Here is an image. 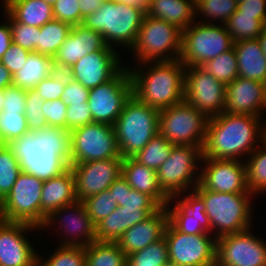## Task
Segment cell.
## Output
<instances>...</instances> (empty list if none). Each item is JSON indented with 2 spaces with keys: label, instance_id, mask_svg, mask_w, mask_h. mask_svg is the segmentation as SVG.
<instances>
[{
  "label": "cell",
  "instance_id": "obj_1",
  "mask_svg": "<svg viewBox=\"0 0 266 266\" xmlns=\"http://www.w3.org/2000/svg\"><path fill=\"white\" fill-rule=\"evenodd\" d=\"M8 146L18 159L21 172L46 181L70 167V131L46 127L14 139Z\"/></svg>",
  "mask_w": 266,
  "mask_h": 266
},
{
  "label": "cell",
  "instance_id": "obj_2",
  "mask_svg": "<svg viewBox=\"0 0 266 266\" xmlns=\"http://www.w3.org/2000/svg\"><path fill=\"white\" fill-rule=\"evenodd\" d=\"M261 117L222 112L210 117L202 158L240 160L266 140V125ZM259 138V139H258Z\"/></svg>",
  "mask_w": 266,
  "mask_h": 266
},
{
  "label": "cell",
  "instance_id": "obj_3",
  "mask_svg": "<svg viewBox=\"0 0 266 266\" xmlns=\"http://www.w3.org/2000/svg\"><path fill=\"white\" fill-rule=\"evenodd\" d=\"M147 71L128 68L132 81V95L138 100L163 110L184 100L185 66L179 59L169 61H148ZM145 65V66H144ZM142 70V71H141Z\"/></svg>",
  "mask_w": 266,
  "mask_h": 266
},
{
  "label": "cell",
  "instance_id": "obj_4",
  "mask_svg": "<svg viewBox=\"0 0 266 266\" xmlns=\"http://www.w3.org/2000/svg\"><path fill=\"white\" fill-rule=\"evenodd\" d=\"M146 14L138 7L106 0L97 11L83 19L82 25L99 32L107 46L114 48V44H120L130 50Z\"/></svg>",
  "mask_w": 266,
  "mask_h": 266
},
{
  "label": "cell",
  "instance_id": "obj_5",
  "mask_svg": "<svg viewBox=\"0 0 266 266\" xmlns=\"http://www.w3.org/2000/svg\"><path fill=\"white\" fill-rule=\"evenodd\" d=\"M113 127L121 157H133L159 133V110L132 95Z\"/></svg>",
  "mask_w": 266,
  "mask_h": 266
},
{
  "label": "cell",
  "instance_id": "obj_6",
  "mask_svg": "<svg viewBox=\"0 0 266 266\" xmlns=\"http://www.w3.org/2000/svg\"><path fill=\"white\" fill-rule=\"evenodd\" d=\"M194 191L205 202V212L216 238L251 229L252 193H220L206 190L200 183Z\"/></svg>",
  "mask_w": 266,
  "mask_h": 266
},
{
  "label": "cell",
  "instance_id": "obj_7",
  "mask_svg": "<svg viewBox=\"0 0 266 266\" xmlns=\"http://www.w3.org/2000/svg\"><path fill=\"white\" fill-rule=\"evenodd\" d=\"M181 40L182 31L178 27L146 14L130 50L139 65L148 61L176 60L181 54Z\"/></svg>",
  "mask_w": 266,
  "mask_h": 266
},
{
  "label": "cell",
  "instance_id": "obj_8",
  "mask_svg": "<svg viewBox=\"0 0 266 266\" xmlns=\"http://www.w3.org/2000/svg\"><path fill=\"white\" fill-rule=\"evenodd\" d=\"M214 23L201 21L182 30L179 60L185 67L201 66L233 47L225 25Z\"/></svg>",
  "mask_w": 266,
  "mask_h": 266
},
{
  "label": "cell",
  "instance_id": "obj_9",
  "mask_svg": "<svg viewBox=\"0 0 266 266\" xmlns=\"http://www.w3.org/2000/svg\"><path fill=\"white\" fill-rule=\"evenodd\" d=\"M208 117L186 100L159 111V133L174 145L197 146L203 150Z\"/></svg>",
  "mask_w": 266,
  "mask_h": 266
},
{
  "label": "cell",
  "instance_id": "obj_10",
  "mask_svg": "<svg viewBox=\"0 0 266 266\" xmlns=\"http://www.w3.org/2000/svg\"><path fill=\"white\" fill-rule=\"evenodd\" d=\"M202 157L203 151L200 147L173 146L170 156L157 170L159 187L169 198L177 199L181 193H186L188 188L194 190L199 184L200 174L197 173V169L200 168L197 163Z\"/></svg>",
  "mask_w": 266,
  "mask_h": 266
},
{
  "label": "cell",
  "instance_id": "obj_11",
  "mask_svg": "<svg viewBox=\"0 0 266 266\" xmlns=\"http://www.w3.org/2000/svg\"><path fill=\"white\" fill-rule=\"evenodd\" d=\"M43 180L21 172L7 196L0 202V212L7 222L26 223L41 229V192Z\"/></svg>",
  "mask_w": 266,
  "mask_h": 266
},
{
  "label": "cell",
  "instance_id": "obj_12",
  "mask_svg": "<svg viewBox=\"0 0 266 266\" xmlns=\"http://www.w3.org/2000/svg\"><path fill=\"white\" fill-rule=\"evenodd\" d=\"M120 157L112 125L93 122L70 132V164Z\"/></svg>",
  "mask_w": 266,
  "mask_h": 266
},
{
  "label": "cell",
  "instance_id": "obj_13",
  "mask_svg": "<svg viewBox=\"0 0 266 266\" xmlns=\"http://www.w3.org/2000/svg\"><path fill=\"white\" fill-rule=\"evenodd\" d=\"M208 234H184L168 222L164 238L168 245L169 264L216 266L217 238Z\"/></svg>",
  "mask_w": 266,
  "mask_h": 266
},
{
  "label": "cell",
  "instance_id": "obj_14",
  "mask_svg": "<svg viewBox=\"0 0 266 266\" xmlns=\"http://www.w3.org/2000/svg\"><path fill=\"white\" fill-rule=\"evenodd\" d=\"M131 96L132 81L124 66L111 80L90 89L87 103L93 122L113 126Z\"/></svg>",
  "mask_w": 266,
  "mask_h": 266
},
{
  "label": "cell",
  "instance_id": "obj_15",
  "mask_svg": "<svg viewBox=\"0 0 266 266\" xmlns=\"http://www.w3.org/2000/svg\"><path fill=\"white\" fill-rule=\"evenodd\" d=\"M184 100L208 118L224 112L226 85L201 66H189L184 74Z\"/></svg>",
  "mask_w": 266,
  "mask_h": 266
},
{
  "label": "cell",
  "instance_id": "obj_16",
  "mask_svg": "<svg viewBox=\"0 0 266 266\" xmlns=\"http://www.w3.org/2000/svg\"><path fill=\"white\" fill-rule=\"evenodd\" d=\"M250 229L217 238L216 266H266V245Z\"/></svg>",
  "mask_w": 266,
  "mask_h": 266
},
{
  "label": "cell",
  "instance_id": "obj_17",
  "mask_svg": "<svg viewBox=\"0 0 266 266\" xmlns=\"http://www.w3.org/2000/svg\"><path fill=\"white\" fill-rule=\"evenodd\" d=\"M123 158H111L97 161L70 164L75 178L77 201L83 202L110 187L122 174Z\"/></svg>",
  "mask_w": 266,
  "mask_h": 266
},
{
  "label": "cell",
  "instance_id": "obj_18",
  "mask_svg": "<svg viewBox=\"0 0 266 266\" xmlns=\"http://www.w3.org/2000/svg\"><path fill=\"white\" fill-rule=\"evenodd\" d=\"M58 220L63 233L66 232L65 235L68 234L66 236L68 240L63 238L64 241H62L63 243L60 242V246L87 247L96 241V227L92 222L91 217L88 215L83 202L76 201L72 204L57 208L46 218V221L42 225L41 229L48 226L52 227V225H55L56 222L58 223Z\"/></svg>",
  "mask_w": 266,
  "mask_h": 266
},
{
  "label": "cell",
  "instance_id": "obj_19",
  "mask_svg": "<svg viewBox=\"0 0 266 266\" xmlns=\"http://www.w3.org/2000/svg\"><path fill=\"white\" fill-rule=\"evenodd\" d=\"M206 167L200 173L199 183L212 192L251 193L247 187L245 162L235 159L202 158Z\"/></svg>",
  "mask_w": 266,
  "mask_h": 266
},
{
  "label": "cell",
  "instance_id": "obj_20",
  "mask_svg": "<svg viewBox=\"0 0 266 266\" xmlns=\"http://www.w3.org/2000/svg\"><path fill=\"white\" fill-rule=\"evenodd\" d=\"M36 228L26 223L0 224V266H34L39 254L25 234Z\"/></svg>",
  "mask_w": 266,
  "mask_h": 266
},
{
  "label": "cell",
  "instance_id": "obj_21",
  "mask_svg": "<svg viewBox=\"0 0 266 266\" xmlns=\"http://www.w3.org/2000/svg\"><path fill=\"white\" fill-rule=\"evenodd\" d=\"M116 50H98L79 59L73 65L74 79L91 89L111 80L122 68Z\"/></svg>",
  "mask_w": 266,
  "mask_h": 266
},
{
  "label": "cell",
  "instance_id": "obj_22",
  "mask_svg": "<svg viewBox=\"0 0 266 266\" xmlns=\"http://www.w3.org/2000/svg\"><path fill=\"white\" fill-rule=\"evenodd\" d=\"M190 193L183 199L180 198L179 201L170 198L165 206L168 212V222L177 231L184 234L196 235L212 232L209 218L205 212V202L194 190H191ZM174 200L176 204L171 208L169 205Z\"/></svg>",
  "mask_w": 266,
  "mask_h": 266
},
{
  "label": "cell",
  "instance_id": "obj_23",
  "mask_svg": "<svg viewBox=\"0 0 266 266\" xmlns=\"http://www.w3.org/2000/svg\"><path fill=\"white\" fill-rule=\"evenodd\" d=\"M266 108V84L237 77L226 85L224 112L241 115H261Z\"/></svg>",
  "mask_w": 266,
  "mask_h": 266
},
{
  "label": "cell",
  "instance_id": "obj_24",
  "mask_svg": "<svg viewBox=\"0 0 266 266\" xmlns=\"http://www.w3.org/2000/svg\"><path fill=\"white\" fill-rule=\"evenodd\" d=\"M98 50H117L107 46L102 35L81 25H73L70 34L65 39L53 57V61L74 65L89 53Z\"/></svg>",
  "mask_w": 266,
  "mask_h": 266
},
{
  "label": "cell",
  "instance_id": "obj_25",
  "mask_svg": "<svg viewBox=\"0 0 266 266\" xmlns=\"http://www.w3.org/2000/svg\"><path fill=\"white\" fill-rule=\"evenodd\" d=\"M168 223L166 207H161L146 220L126 230L117 241L126 256L144 249L164 236Z\"/></svg>",
  "mask_w": 266,
  "mask_h": 266
},
{
  "label": "cell",
  "instance_id": "obj_26",
  "mask_svg": "<svg viewBox=\"0 0 266 266\" xmlns=\"http://www.w3.org/2000/svg\"><path fill=\"white\" fill-rule=\"evenodd\" d=\"M158 210L118 206L95 226L96 241L117 242L126 230L146 220Z\"/></svg>",
  "mask_w": 266,
  "mask_h": 266
},
{
  "label": "cell",
  "instance_id": "obj_27",
  "mask_svg": "<svg viewBox=\"0 0 266 266\" xmlns=\"http://www.w3.org/2000/svg\"><path fill=\"white\" fill-rule=\"evenodd\" d=\"M76 201L75 178L70 167L61 175L44 181L41 192V227L57 208Z\"/></svg>",
  "mask_w": 266,
  "mask_h": 266
},
{
  "label": "cell",
  "instance_id": "obj_28",
  "mask_svg": "<svg viewBox=\"0 0 266 266\" xmlns=\"http://www.w3.org/2000/svg\"><path fill=\"white\" fill-rule=\"evenodd\" d=\"M132 189L151 196L161 207L170 198L162 191L157 181V171L137 162L133 157L123 158L122 174Z\"/></svg>",
  "mask_w": 266,
  "mask_h": 266
},
{
  "label": "cell",
  "instance_id": "obj_29",
  "mask_svg": "<svg viewBox=\"0 0 266 266\" xmlns=\"http://www.w3.org/2000/svg\"><path fill=\"white\" fill-rule=\"evenodd\" d=\"M237 56L239 77L266 84V58L259 40L250 39L233 43Z\"/></svg>",
  "mask_w": 266,
  "mask_h": 266
},
{
  "label": "cell",
  "instance_id": "obj_30",
  "mask_svg": "<svg viewBox=\"0 0 266 266\" xmlns=\"http://www.w3.org/2000/svg\"><path fill=\"white\" fill-rule=\"evenodd\" d=\"M147 15L167 21L182 31L195 23V0H152Z\"/></svg>",
  "mask_w": 266,
  "mask_h": 266
},
{
  "label": "cell",
  "instance_id": "obj_31",
  "mask_svg": "<svg viewBox=\"0 0 266 266\" xmlns=\"http://www.w3.org/2000/svg\"><path fill=\"white\" fill-rule=\"evenodd\" d=\"M4 11L15 21L41 28L54 19L53 6L44 0H3Z\"/></svg>",
  "mask_w": 266,
  "mask_h": 266
},
{
  "label": "cell",
  "instance_id": "obj_32",
  "mask_svg": "<svg viewBox=\"0 0 266 266\" xmlns=\"http://www.w3.org/2000/svg\"><path fill=\"white\" fill-rule=\"evenodd\" d=\"M53 58L51 56L31 52L21 69L13 75L12 84L25 90L35 86L50 76Z\"/></svg>",
  "mask_w": 266,
  "mask_h": 266
},
{
  "label": "cell",
  "instance_id": "obj_33",
  "mask_svg": "<svg viewBox=\"0 0 266 266\" xmlns=\"http://www.w3.org/2000/svg\"><path fill=\"white\" fill-rule=\"evenodd\" d=\"M86 266H127V256L117 242L95 241L85 247Z\"/></svg>",
  "mask_w": 266,
  "mask_h": 266
},
{
  "label": "cell",
  "instance_id": "obj_34",
  "mask_svg": "<svg viewBox=\"0 0 266 266\" xmlns=\"http://www.w3.org/2000/svg\"><path fill=\"white\" fill-rule=\"evenodd\" d=\"M119 207H139L141 209H160L161 206L148 194L132 189L127 180L120 175L108 188Z\"/></svg>",
  "mask_w": 266,
  "mask_h": 266
},
{
  "label": "cell",
  "instance_id": "obj_35",
  "mask_svg": "<svg viewBox=\"0 0 266 266\" xmlns=\"http://www.w3.org/2000/svg\"><path fill=\"white\" fill-rule=\"evenodd\" d=\"M72 25L53 19L40 28L38 33V47L35 53L45 54L52 58L70 34Z\"/></svg>",
  "mask_w": 266,
  "mask_h": 266
},
{
  "label": "cell",
  "instance_id": "obj_36",
  "mask_svg": "<svg viewBox=\"0 0 266 266\" xmlns=\"http://www.w3.org/2000/svg\"><path fill=\"white\" fill-rule=\"evenodd\" d=\"M224 25L233 43L256 39L266 27L255 15L238 14V11H235Z\"/></svg>",
  "mask_w": 266,
  "mask_h": 266
},
{
  "label": "cell",
  "instance_id": "obj_37",
  "mask_svg": "<svg viewBox=\"0 0 266 266\" xmlns=\"http://www.w3.org/2000/svg\"><path fill=\"white\" fill-rule=\"evenodd\" d=\"M259 148H255L245 162L247 187L254 195L266 192V140Z\"/></svg>",
  "mask_w": 266,
  "mask_h": 266
},
{
  "label": "cell",
  "instance_id": "obj_38",
  "mask_svg": "<svg viewBox=\"0 0 266 266\" xmlns=\"http://www.w3.org/2000/svg\"><path fill=\"white\" fill-rule=\"evenodd\" d=\"M173 146V143L168 142L158 133L133 158L140 164L157 171L170 156Z\"/></svg>",
  "mask_w": 266,
  "mask_h": 266
},
{
  "label": "cell",
  "instance_id": "obj_39",
  "mask_svg": "<svg viewBox=\"0 0 266 266\" xmlns=\"http://www.w3.org/2000/svg\"><path fill=\"white\" fill-rule=\"evenodd\" d=\"M168 245L164 236L142 250L127 256V266H169Z\"/></svg>",
  "mask_w": 266,
  "mask_h": 266
},
{
  "label": "cell",
  "instance_id": "obj_40",
  "mask_svg": "<svg viewBox=\"0 0 266 266\" xmlns=\"http://www.w3.org/2000/svg\"><path fill=\"white\" fill-rule=\"evenodd\" d=\"M201 67L225 85L239 77L238 62L234 47L205 62Z\"/></svg>",
  "mask_w": 266,
  "mask_h": 266
},
{
  "label": "cell",
  "instance_id": "obj_41",
  "mask_svg": "<svg viewBox=\"0 0 266 266\" xmlns=\"http://www.w3.org/2000/svg\"><path fill=\"white\" fill-rule=\"evenodd\" d=\"M21 173L18 159L8 144L0 148V202L11 191Z\"/></svg>",
  "mask_w": 266,
  "mask_h": 266
},
{
  "label": "cell",
  "instance_id": "obj_42",
  "mask_svg": "<svg viewBox=\"0 0 266 266\" xmlns=\"http://www.w3.org/2000/svg\"><path fill=\"white\" fill-rule=\"evenodd\" d=\"M236 10V0H195V14L201 13L200 15L207 17V20L210 18L211 21L217 19L223 25Z\"/></svg>",
  "mask_w": 266,
  "mask_h": 266
},
{
  "label": "cell",
  "instance_id": "obj_43",
  "mask_svg": "<svg viewBox=\"0 0 266 266\" xmlns=\"http://www.w3.org/2000/svg\"><path fill=\"white\" fill-rule=\"evenodd\" d=\"M83 203L95 226L118 207L117 201L113 195H110L109 189L88 197Z\"/></svg>",
  "mask_w": 266,
  "mask_h": 266
},
{
  "label": "cell",
  "instance_id": "obj_44",
  "mask_svg": "<svg viewBox=\"0 0 266 266\" xmlns=\"http://www.w3.org/2000/svg\"><path fill=\"white\" fill-rule=\"evenodd\" d=\"M0 133L6 144L30 133L24 113L0 112Z\"/></svg>",
  "mask_w": 266,
  "mask_h": 266
},
{
  "label": "cell",
  "instance_id": "obj_45",
  "mask_svg": "<svg viewBox=\"0 0 266 266\" xmlns=\"http://www.w3.org/2000/svg\"><path fill=\"white\" fill-rule=\"evenodd\" d=\"M44 100L34 89L26 91L25 118L30 132H36L48 127L43 114Z\"/></svg>",
  "mask_w": 266,
  "mask_h": 266
},
{
  "label": "cell",
  "instance_id": "obj_46",
  "mask_svg": "<svg viewBox=\"0 0 266 266\" xmlns=\"http://www.w3.org/2000/svg\"><path fill=\"white\" fill-rule=\"evenodd\" d=\"M3 13L10 24L12 42L30 52H35V49L38 47V33H41L40 28L19 23L6 11Z\"/></svg>",
  "mask_w": 266,
  "mask_h": 266
},
{
  "label": "cell",
  "instance_id": "obj_47",
  "mask_svg": "<svg viewBox=\"0 0 266 266\" xmlns=\"http://www.w3.org/2000/svg\"><path fill=\"white\" fill-rule=\"evenodd\" d=\"M43 261L48 266H86L85 247L59 245L55 252Z\"/></svg>",
  "mask_w": 266,
  "mask_h": 266
},
{
  "label": "cell",
  "instance_id": "obj_48",
  "mask_svg": "<svg viewBox=\"0 0 266 266\" xmlns=\"http://www.w3.org/2000/svg\"><path fill=\"white\" fill-rule=\"evenodd\" d=\"M90 123L93 119L87 102L67 106L66 130L71 132Z\"/></svg>",
  "mask_w": 266,
  "mask_h": 266
},
{
  "label": "cell",
  "instance_id": "obj_49",
  "mask_svg": "<svg viewBox=\"0 0 266 266\" xmlns=\"http://www.w3.org/2000/svg\"><path fill=\"white\" fill-rule=\"evenodd\" d=\"M55 20L80 25L79 0H58L53 6Z\"/></svg>",
  "mask_w": 266,
  "mask_h": 266
},
{
  "label": "cell",
  "instance_id": "obj_50",
  "mask_svg": "<svg viewBox=\"0 0 266 266\" xmlns=\"http://www.w3.org/2000/svg\"><path fill=\"white\" fill-rule=\"evenodd\" d=\"M26 91L13 84L4 89V100L1 113H24L26 106Z\"/></svg>",
  "mask_w": 266,
  "mask_h": 266
},
{
  "label": "cell",
  "instance_id": "obj_51",
  "mask_svg": "<svg viewBox=\"0 0 266 266\" xmlns=\"http://www.w3.org/2000/svg\"><path fill=\"white\" fill-rule=\"evenodd\" d=\"M42 110L49 127H60L66 130L67 106L62 99L44 101Z\"/></svg>",
  "mask_w": 266,
  "mask_h": 266
},
{
  "label": "cell",
  "instance_id": "obj_52",
  "mask_svg": "<svg viewBox=\"0 0 266 266\" xmlns=\"http://www.w3.org/2000/svg\"><path fill=\"white\" fill-rule=\"evenodd\" d=\"M31 52L23 47L12 43L6 53L1 58L0 62L12 74V76L21 69L25 64Z\"/></svg>",
  "mask_w": 266,
  "mask_h": 266
},
{
  "label": "cell",
  "instance_id": "obj_53",
  "mask_svg": "<svg viewBox=\"0 0 266 266\" xmlns=\"http://www.w3.org/2000/svg\"><path fill=\"white\" fill-rule=\"evenodd\" d=\"M90 89L84 87L78 81H73L64 88L61 99L66 106L82 104L88 101Z\"/></svg>",
  "mask_w": 266,
  "mask_h": 266
},
{
  "label": "cell",
  "instance_id": "obj_54",
  "mask_svg": "<svg viewBox=\"0 0 266 266\" xmlns=\"http://www.w3.org/2000/svg\"><path fill=\"white\" fill-rule=\"evenodd\" d=\"M64 85L51 78L46 77L40 83H38L34 90L42 97L44 101L61 99V95L64 92Z\"/></svg>",
  "mask_w": 266,
  "mask_h": 266
},
{
  "label": "cell",
  "instance_id": "obj_55",
  "mask_svg": "<svg viewBox=\"0 0 266 266\" xmlns=\"http://www.w3.org/2000/svg\"><path fill=\"white\" fill-rule=\"evenodd\" d=\"M238 14L255 15L266 24V0H245L237 3Z\"/></svg>",
  "mask_w": 266,
  "mask_h": 266
},
{
  "label": "cell",
  "instance_id": "obj_56",
  "mask_svg": "<svg viewBox=\"0 0 266 266\" xmlns=\"http://www.w3.org/2000/svg\"><path fill=\"white\" fill-rule=\"evenodd\" d=\"M50 76L52 79L63 84L64 87H66L68 84L72 83L75 80L73 66L63 64L57 61L52 62Z\"/></svg>",
  "mask_w": 266,
  "mask_h": 266
},
{
  "label": "cell",
  "instance_id": "obj_57",
  "mask_svg": "<svg viewBox=\"0 0 266 266\" xmlns=\"http://www.w3.org/2000/svg\"><path fill=\"white\" fill-rule=\"evenodd\" d=\"M106 0H79L80 25L83 19L97 11Z\"/></svg>",
  "mask_w": 266,
  "mask_h": 266
},
{
  "label": "cell",
  "instance_id": "obj_58",
  "mask_svg": "<svg viewBox=\"0 0 266 266\" xmlns=\"http://www.w3.org/2000/svg\"><path fill=\"white\" fill-rule=\"evenodd\" d=\"M7 23L0 24V60L6 53L12 42L11 29L8 19Z\"/></svg>",
  "mask_w": 266,
  "mask_h": 266
},
{
  "label": "cell",
  "instance_id": "obj_59",
  "mask_svg": "<svg viewBox=\"0 0 266 266\" xmlns=\"http://www.w3.org/2000/svg\"><path fill=\"white\" fill-rule=\"evenodd\" d=\"M12 74L0 62V89L4 90L12 84Z\"/></svg>",
  "mask_w": 266,
  "mask_h": 266
},
{
  "label": "cell",
  "instance_id": "obj_60",
  "mask_svg": "<svg viewBox=\"0 0 266 266\" xmlns=\"http://www.w3.org/2000/svg\"><path fill=\"white\" fill-rule=\"evenodd\" d=\"M117 3H123L128 6L138 7L144 10L146 13L148 12L149 2L148 0H115Z\"/></svg>",
  "mask_w": 266,
  "mask_h": 266
},
{
  "label": "cell",
  "instance_id": "obj_61",
  "mask_svg": "<svg viewBox=\"0 0 266 266\" xmlns=\"http://www.w3.org/2000/svg\"><path fill=\"white\" fill-rule=\"evenodd\" d=\"M257 39L260 42L263 54L266 58V27L263 29V31L261 32V34L258 36Z\"/></svg>",
  "mask_w": 266,
  "mask_h": 266
},
{
  "label": "cell",
  "instance_id": "obj_62",
  "mask_svg": "<svg viewBox=\"0 0 266 266\" xmlns=\"http://www.w3.org/2000/svg\"><path fill=\"white\" fill-rule=\"evenodd\" d=\"M34 266H48L44 261L43 259L41 260V256L37 257L35 263H34Z\"/></svg>",
  "mask_w": 266,
  "mask_h": 266
},
{
  "label": "cell",
  "instance_id": "obj_63",
  "mask_svg": "<svg viewBox=\"0 0 266 266\" xmlns=\"http://www.w3.org/2000/svg\"><path fill=\"white\" fill-rule=\"evenodd\" d=\"M3 100H4V90L0 89V111L2 110Z\"/></svg>",
  "mask_w": 266,
  "mask_h": 266
},
{
  "label": "cell",
  "instance_id": "obj_64",
  "mask_svg": "<svg viewBox=\"0 0 266 266\" xmlns=\"http://www.w3.org/2000/svg\"><path fill=\"white\" fill-rule=\"evenodd\" d=\"M7 144L5 143L4 139L2 138L1 136V133H0V148L6 146Z\"/></svg>",
  "mask_w": 266,
  "mask_h": 266
},
{
  "label": "cell",
  "instance_id": "obj_65",
  "mask_svg": "<svg viewBox=\"0 0 266 266\" xmlns=\"http://www.w3.org/2000/svg\"><path fill=\"white\" fill-rule=\"evenodd\" d=\"M46 1L48 4H50L51 6H54V4L58 1V0H44Z\"/></svg>",
  "mask_w": 266,
  "mask_h": 266
},
{
  "label": "cell",
  "instance_id": "obj_66",
  "mask_svg": "<svg viewBox=\"0 0 266 266\" xmlns=\"http://www.w3.org/2000/svg\"><path fill=\"white\" fill-rule=\"evenodd\" d=\"M4 220H3V216H2V214H1V212H0V224L3 222Z\"/></svg>",
  "mask_w": 266,
  "mask_h": 266
},
{
  "label": "cell",
  "instance_id": "obj_67",
  "mask_svg": "<svg viewBox=\"0 0 266 266\" xmlns=\"http://www.w3.org/2000/svg\"><path fill=\"white\" fill-rule=\"evenodd\" d=\"M169 266H190V265H169Z\"/></svg>",
  "mask_w": 266,
  "mask_h": 266
},
{
  "label": "cell",
  "instance_id": "obj_68",
  "mask_svg": "<svg viewBox=\"0 0 266 266\" xmlns=\"http://www.w3.org/2000/svg\"><path fill=\"white\" fill-rule=\"evenodd\" d=\"M243 1H245V0H236L237 3H240V2H243Z\"/></svg>",
  "mask_w": 266,
  "mask_h": 266
}]
</instances>
